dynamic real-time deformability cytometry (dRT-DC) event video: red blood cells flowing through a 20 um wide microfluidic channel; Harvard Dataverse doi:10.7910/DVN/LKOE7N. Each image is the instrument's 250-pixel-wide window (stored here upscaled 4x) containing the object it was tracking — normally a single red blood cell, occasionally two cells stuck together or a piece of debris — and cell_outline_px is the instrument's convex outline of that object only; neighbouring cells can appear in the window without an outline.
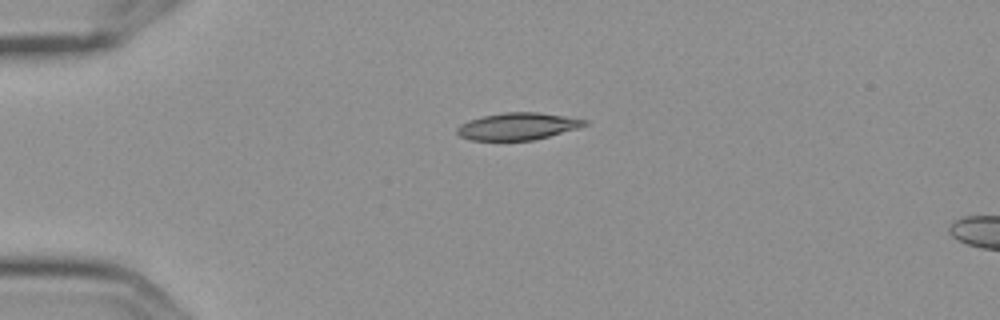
{"species": "Egyptian fruit bat (a non-hibernating species)", "species_latin": "Rousettus aegyptiacus", "temperature_condition": "cold", "stored_images_in_passage": 2, "camera_frame_rate_fps": 3000, "um_per_image_px": 0.085, "frame": {"image": 1, "passage_image": 1, "time_ms": 0.0, "image_size_px": [1000, 320], "cell_outline_px": [[588, 124], [576, 128], [548, 136], [532, 140], [468, 140], [460, 136], [456, 132], [456, 128], [460, 124], [468, 120], [484, 116], [504, 112], [540, 112], [588, 120]], "centroid_in_image_um": [43.96, 10.73], "position_along_channel_um": 41.0, "area_um2": 20.0}}